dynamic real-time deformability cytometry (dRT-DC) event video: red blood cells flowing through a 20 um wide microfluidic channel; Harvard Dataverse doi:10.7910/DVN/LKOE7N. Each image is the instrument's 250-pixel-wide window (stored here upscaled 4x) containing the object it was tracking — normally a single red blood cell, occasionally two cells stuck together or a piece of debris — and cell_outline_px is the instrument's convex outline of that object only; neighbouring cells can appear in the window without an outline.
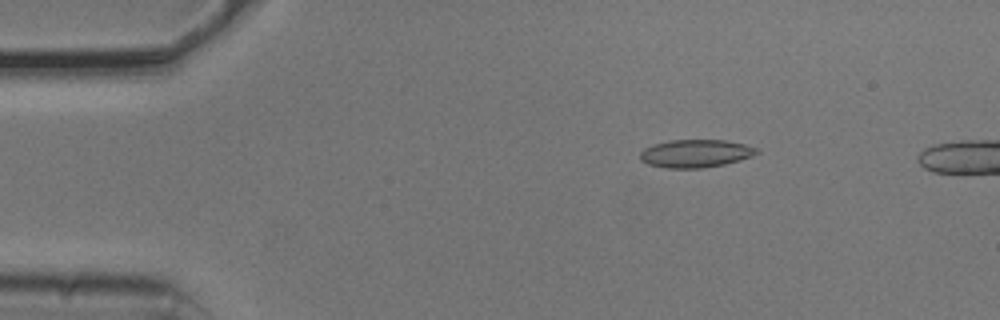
{"species": "common noctule bat (a hibernating species)", "species_latin": "Nyctalus noctula", "temperature_condition": "cold", "stored_images_in_passage": 51, "camera_frame_rate_fps": 3000, "um_per_image_px": 0.085, "animal": {"sex": "male", "body_mass_g": 20.5, "forearm_length_mm": 52.5}, "frame": {"image": 1, "passage_image": 9, "time_ms": 2.667, "image_size_px": [1000, 320], "cell_outline_px": [[760, 152], [752, 156], [740, 160], [724, 164], [700, 168], [664, 168], [648, 164], [640, 160], [640, 152], [644, 148], [652, 144], [672, 140], [724, 140], [744, 144], [756, 148]], "centroid_in_image_um": [59.09, 13.04], "position_along_channel_um": 25.9, "area_um2": 18.96}}
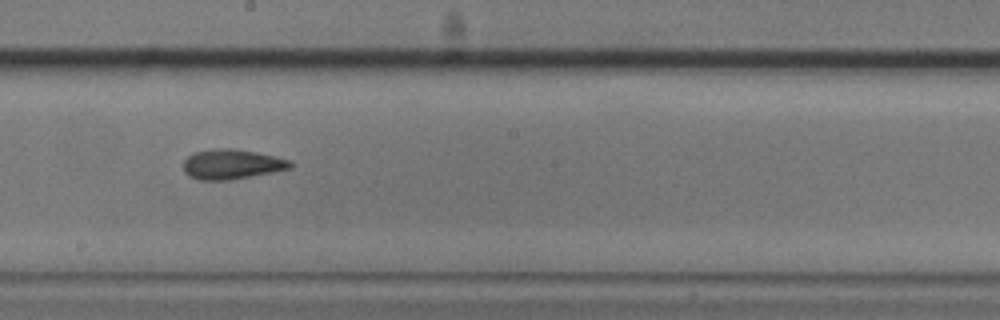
{"frame": {"image": 2, "passage_image": 30, "time_ms": 9.667, "image_size_px": [1000, 320], "cell_outline_px": [[296, 164], [292, 168], [232, 180], [200, 180], [188, 176], [184, 172], [184, 160], [188, 156], [196, 152], [220, 148], [232, 148], [256, 152], [276, 156], [292, 160]], "centroid_in_image_um": [19.76, 13.97], "position_along_channel_um": 228.4, "area_um2": 18.79}}
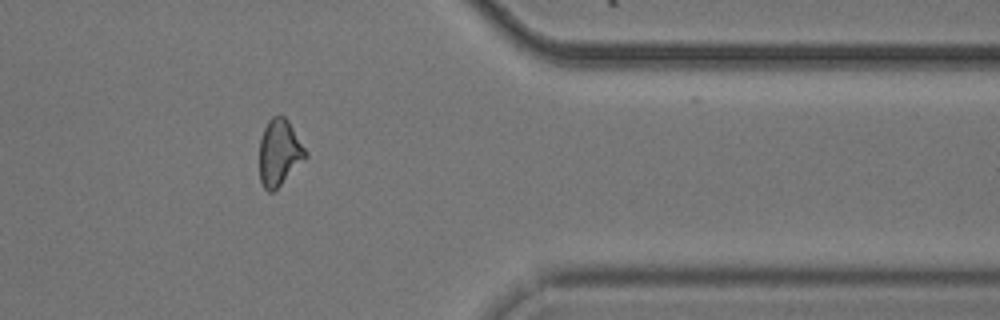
{"frame": {"image": 3, "passage_image": 44, "time_ms": 14.333, "image_size_px": [1000, 320], "cell_outline_px": [[308, 156], [272, 192], [268, 192], [264, 188], [260, 180], [260, 140], [264, 128], [268, 120], [272, 116], [284, 116], [288, 120], [308, 152]], "centroid_in_image_um": [23.75, 12.95], "position_along_channel_um": 387.7, "area_um2": 17.63}, "authors_computed_cell_mechanics": {"area_um2": 18.2648, "velocity_mm_per_s": 3.767, "shape_relaxation_time_tau1_ms": 4.0638, "shape_relaxation_time_tau2_ms": 2.6205, "deformation_change_tau1": 0.126, "deformation_change_tau2": 0.1078}}